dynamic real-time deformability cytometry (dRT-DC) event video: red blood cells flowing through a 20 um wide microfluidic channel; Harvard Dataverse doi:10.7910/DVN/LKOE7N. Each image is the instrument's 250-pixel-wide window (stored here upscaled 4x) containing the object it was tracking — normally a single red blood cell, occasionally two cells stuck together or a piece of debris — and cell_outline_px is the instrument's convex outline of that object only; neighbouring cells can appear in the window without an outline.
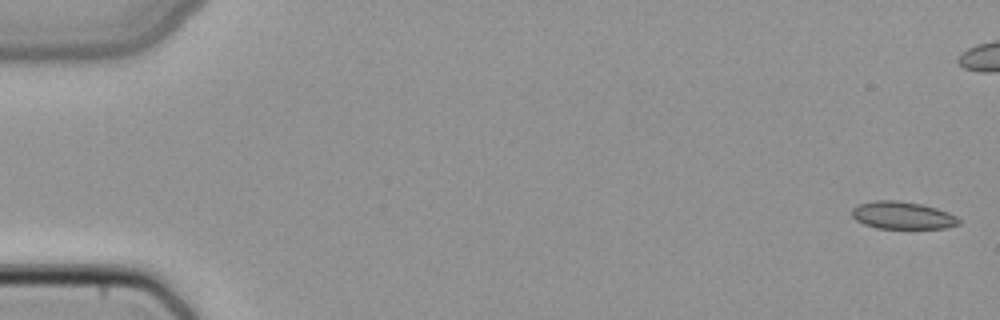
{"species": "common noctule bat (a hibernating species)", "species_latin": "Nyctalus noctula", "temperature_condition": "cold", "stored_images_in_passage": 15, "camera_frame_rate_fps": 3000, "um_per_image_px": 0.085, "animal": {"sex": "female", "body_mass_g": 22.7, "forearm_length_mm": 54.2}, "frame": {"image": 1, "passage_image": 1, "time_ms": 0.0, "image_size_px": [1000, 320], "cell_outline_px": [[960, 224], [944, 228], [876, 228], [864, 224], [856, 220], [852, 216], [852, 208], [856, 204], [876, 200], [896, 200], [924, 204], [948, 212], [956, 216], [960, 220]], "centroid_in_image_um": [76.69, 18.29], "position_along_channel_um": 8.3, "area_um2": 17.22}}